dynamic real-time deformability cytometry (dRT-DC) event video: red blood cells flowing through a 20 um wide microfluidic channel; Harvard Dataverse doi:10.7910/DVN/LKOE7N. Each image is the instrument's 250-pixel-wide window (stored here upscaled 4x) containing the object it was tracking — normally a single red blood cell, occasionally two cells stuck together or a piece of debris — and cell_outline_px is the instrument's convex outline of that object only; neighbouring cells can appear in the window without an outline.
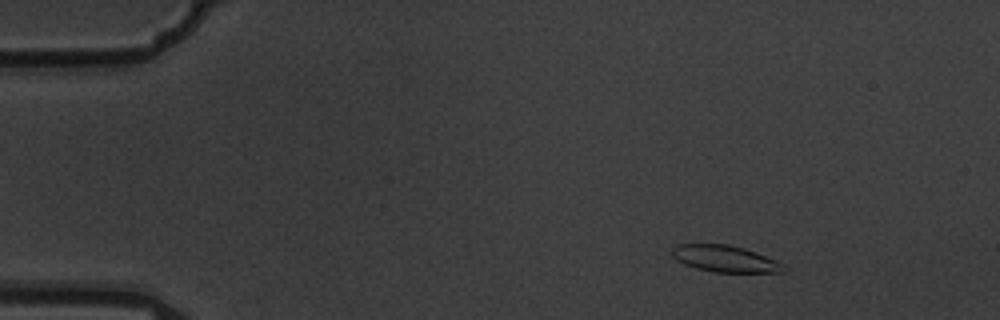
{"species": "common noctule bat (a hibernating species)", "species_latin": "Nyctalus noctula", "temperature_condition": "warm", "stored_images_in_passage": 5, "camera_frame_rate_fps": 3000, "um_per_image_px": 0.085, "animal": {"sex": "male", "body_mass_g": 19.5, "forearm_length_mm": 54.6}, "frame": {"image": 1, "passage_image": 2, "time_ms": 0.333, "image_size_px": [1000, 320], "cell_outline_px": [[788, 268], [784, 272], [716, 272], [696, 268], [684, 264], [676, 260], [672, 256], [672, 248], [676, 244], [728, 244], [744, 248], [784, 264]], "centroid_in_image_um": [61.61, 21.99], "position_along_channel_um": 23.4, "area_um2": 17.22}}